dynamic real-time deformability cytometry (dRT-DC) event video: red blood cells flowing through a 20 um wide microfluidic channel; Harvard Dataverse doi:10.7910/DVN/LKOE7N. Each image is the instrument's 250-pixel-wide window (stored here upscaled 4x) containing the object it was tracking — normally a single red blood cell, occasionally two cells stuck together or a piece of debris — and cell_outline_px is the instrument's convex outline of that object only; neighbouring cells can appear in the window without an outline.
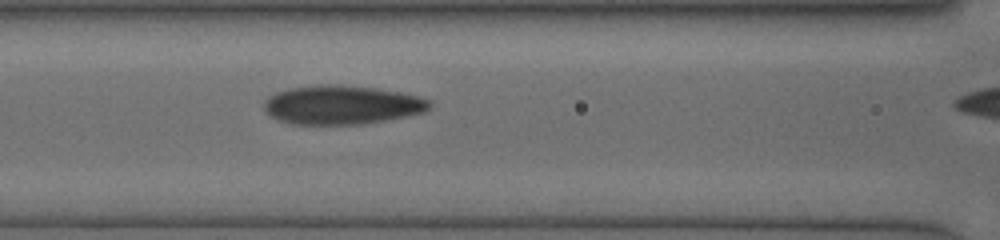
{"species": "human", "species_latin": "Homo sapiens", "temperature_condition": "cold", "stored_images_in_passage": 13, "segment_of_instrument_passage": [1, 2], "camera_frame_rate_fps": 3000, "um_per_image_px": 0.085, "donor": {"sex": "female"}, "frame": {"image": 1, "passage_image": 12, "time_ms": 6.333, "image_size_px": [1000, 240], "cell_outline_px": [[432, 104], [424, 112], [384, 120], [360, 124], [292, 124], [280, 120], [272, 116], [264, 108], [264, 104], [268, 96], [276, 92], [288, 88], [316, 84], [340, 84], [376, 88], [400, 92], [416, 96], [428, 100]], "centroid_in_image_um": [29.02, 8.89], "position_along_channel_um": 137.6, "area_um2": 37.34}}